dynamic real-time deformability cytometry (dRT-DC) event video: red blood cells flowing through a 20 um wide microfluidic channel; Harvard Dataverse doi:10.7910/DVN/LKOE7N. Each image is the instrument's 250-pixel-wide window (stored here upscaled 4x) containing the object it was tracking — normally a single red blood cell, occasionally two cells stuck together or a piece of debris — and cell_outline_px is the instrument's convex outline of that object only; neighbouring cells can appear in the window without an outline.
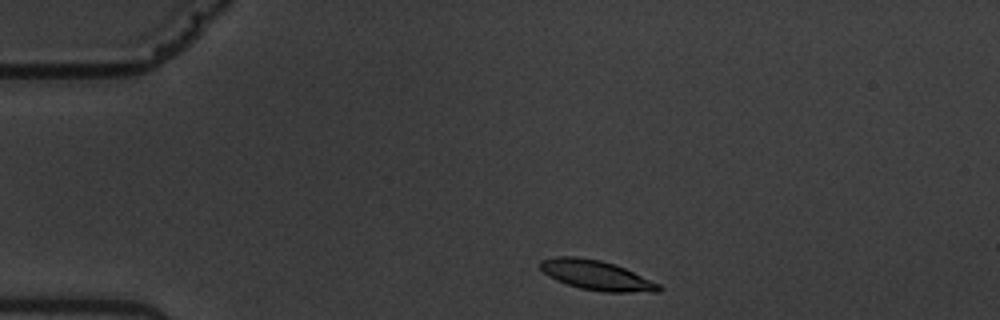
{"species": "common noctule bat (a hibernating species)", "species_latin": "Nyctalus noctula", "temperature_condition": "warm", "stored_images_in_passage": 5, "camera_frame_rate_fps": 3000, "um_per_image_px": 0.085, "animal": {"sex": "male", "body_mass_g": 19.5, "forearm_length_mm": 54.6}, "frame": {"image": 1, "passage_image": 1, "time_ms": 0.0, "image_size_px": [1000, 320], "cell_outline_px": [[664, 288], [660, 292], [604, 292], [580, 288], [556, 280], [548, 276], [540, 268], [540, 260], [556, 256], [576, 256], [600, 260], [616, 264], [660, 284]], "centroid_in_image_um": [50.72, 23.39], "position_along_channel_um": 34.3, "area_um2": 20.63}}